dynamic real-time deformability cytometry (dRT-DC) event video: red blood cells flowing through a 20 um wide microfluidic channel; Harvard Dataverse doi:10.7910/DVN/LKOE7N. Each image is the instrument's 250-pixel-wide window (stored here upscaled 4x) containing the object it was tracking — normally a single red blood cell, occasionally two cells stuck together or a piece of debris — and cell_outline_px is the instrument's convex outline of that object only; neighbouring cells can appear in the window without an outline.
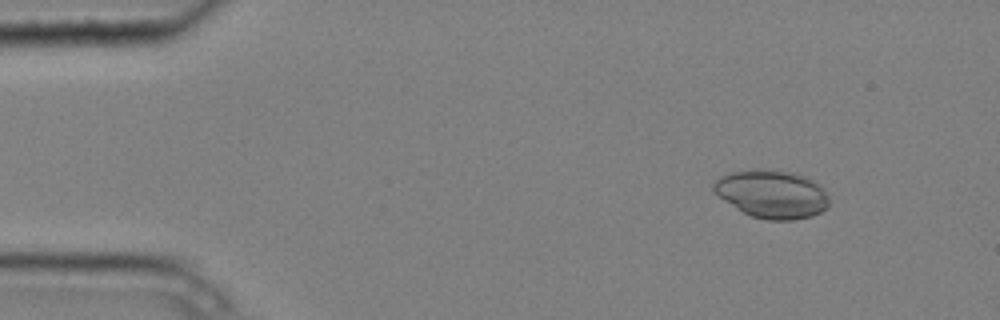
{"species": "common noctule bat (a hibernating species)", "species_latin": "Nyctalus noctula", "temperature_condition": "cold", "stored_images_in_passage": 5, "camera_frame_rate_fps": 3000, "um_per_image_px": 0.085, "animal": {"sex": "male", "body_mass_g": 20.4}, "frame": {"image": 1, "passage_image": 2, "time_ms": 0.333, "image_size_px": [1000, 320], "cell_outline_px": [[828, 208], [812, 216], [796, 220], [768, 220], [752, 216], [736, 208], [724, 200], [712, 188], [712, 184], [720, 176], [732, 172], [760, 168], [796, 172], [820, 184], [824, 188], [828, 196]], "centroid_in_image_um": [65.65, 16.48], "position_along_channel_um": 19.4, "area_um2": 32.54}}
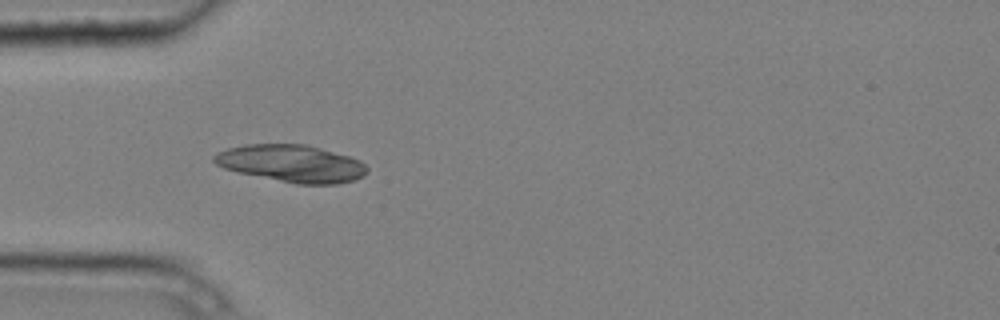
{"frame": {"image": 2, "passage_image": 4, "time_ms": 1.0, "image_size_px": [1000, 320], "cell_outline_px": [[368, 172], [364, 176], [352, 180], [336, 184], [296, 184], [236, 172], [224, 168], [216, 164], [212, 160], [212, 156], [216, 152], [228, 148], [244, 144], [304, 144], [320, 148], [348, 156], [360, 160], [368, 168]], "centroid_in_image_um": [24.75, 13.89], "position_along_channel_um": 60.3, "area_um2": 33.29}}
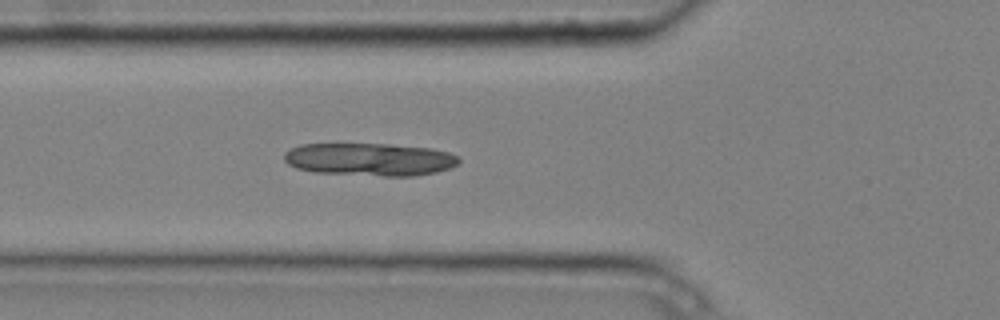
{"frame": {"image": 3, "passage_image": 5, "time_ms": 1.333, "image_size_px": [1000, 320], "cell_outline_px": [[460, 164], [452, 168], [436, 172], [416, 176], [384, 176], [312, 172], [296, 168], [288, 164], [284, 160], [284, 152], [300, 144], [388, 144], [432, 148], [448, 152], [460, 156]], "centroid_in_image_um": [31.47, 13.55], "position_along_channel_um": 94.3, "area_um2": 33.76}}